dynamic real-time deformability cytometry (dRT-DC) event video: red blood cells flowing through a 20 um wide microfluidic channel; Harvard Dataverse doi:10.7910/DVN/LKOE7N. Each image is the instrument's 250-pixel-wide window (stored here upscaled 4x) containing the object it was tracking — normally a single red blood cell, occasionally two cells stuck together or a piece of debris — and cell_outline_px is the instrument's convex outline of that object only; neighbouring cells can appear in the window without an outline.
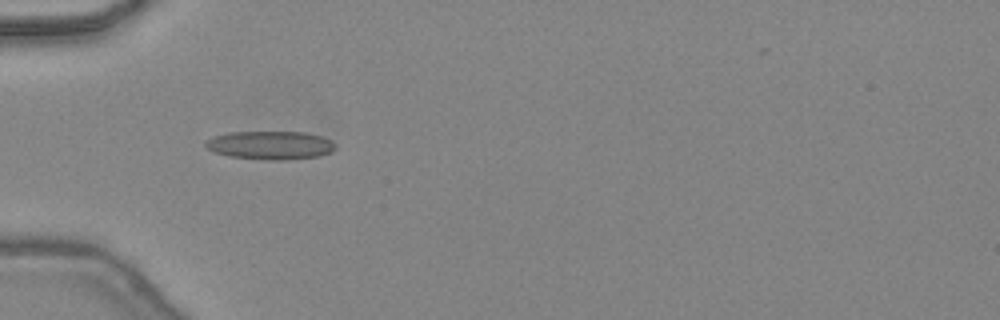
{"species": "common noctule bat (a hibernating species)", "species_latin": "Nyctalus noctula", "temperature_condition": "warm", "stored_images_in_passage": 32, "camera_frame_rate_fps": 3000, "um_per_image_px": 0.085, "animal": {"sex": "female", "body_mass_g": 24.6, "forearm_length_mm": 56.2}, "frame": {"image": 1, "passage_image": 1, "time_ms": 0.0, "image_size_px": [1000, 320], "cell_outline_px": [[336, 148], [332, 152], [320, 156], [284, 160], [268, 160], [228, 156], [212, 152], [204, 144], [204, 140], [228, 132], [304, 132], [324, 136], [332, 140], [336, 144]], "centroid_in_image_um": [23.01, 12.34], "position_along_channel_um": 62.0, "area_um2": 21.79}}
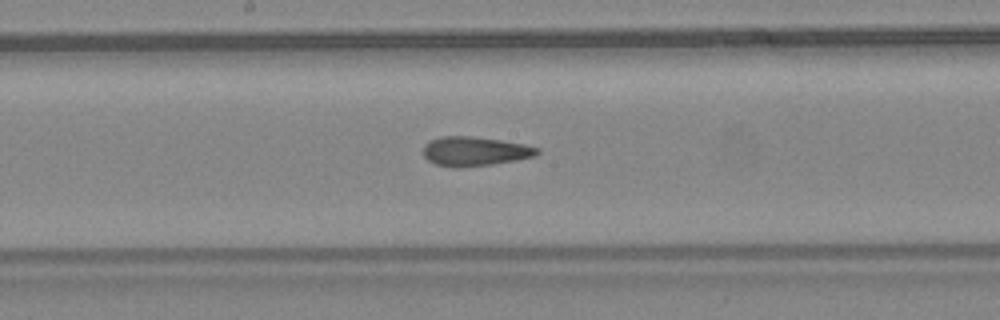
{"frame": {"image": 2, "passage_image": 11, "time_ms": 3.333, "image_size_px": [1000, 320], "cell_outline_px": [[540, 152], [536, 156], [516, 160], [492, 164], [456, 168], [452, 168], [436, 164], [428, 160], [424, 156], [424, 144], [428, 140], [440, 136], [472, 136], [500, 140], [524, 144], [540, 148]], "centroid_in_image_um": [40.35, 12.86], "position_along_channel_um": 207.9, "area_um2": 19.59}}
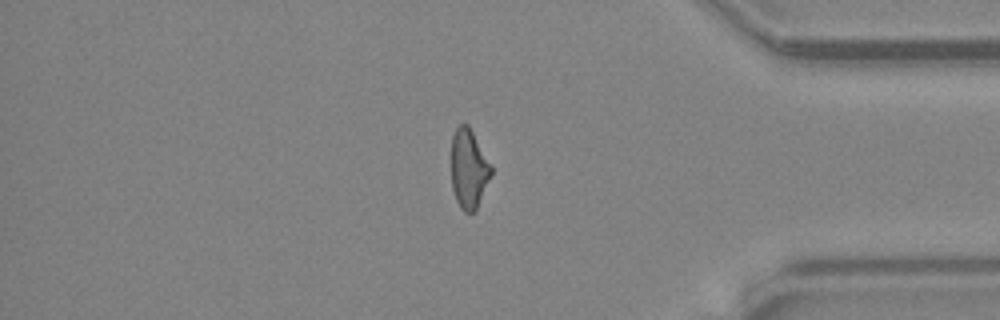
{"frame": {"image": 3, "passage_image": 25, "time_ms": 8.0, "image_size_px": [1000, 320], "cell_outline_px": [[492, 172], [476, 212], [464, 212], [460, 208], [456, 200], [452, 188], [452, 136], [456, 128], [460, 124], [468, 124], [492, 164]], "centroid_in_image_um": [39.86, 14.36], "position_along_channel_um": 395.3, "area_um2": 18.55}, "authors_computed_cell_mechanics": {"area_um2": 19.5075, "velocity_mm_per_s": 4.498, "shape_relaxation_time_tau1_ms": null, "shape_relaxation_time_tau2_ms": 1.1785, "deformation_change_tau1": null, "deformation_change_tau2": 0.0977}}